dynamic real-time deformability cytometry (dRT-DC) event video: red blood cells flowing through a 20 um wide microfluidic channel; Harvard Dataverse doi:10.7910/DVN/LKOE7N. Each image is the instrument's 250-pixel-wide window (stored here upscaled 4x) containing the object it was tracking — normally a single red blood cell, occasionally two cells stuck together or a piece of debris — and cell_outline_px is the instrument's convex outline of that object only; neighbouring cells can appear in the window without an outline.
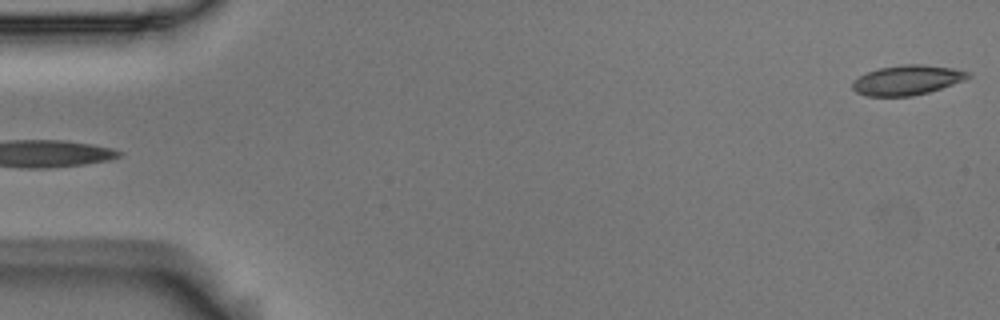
{"species": "Egyptian fruit bat (a non-hibernating species)", "species_latin": "Rousettus aegyptiacus", "temperature_condition": "room temperature", "stored_images_in_passage": 4, "segment_of_instrument_passage": [2, 2], "camera_frame_rate_fps": 3000, "um_per_image_px": 0.085, "animal": {"sex": "male"}, "frame": {"image": 1, "passage_image": 4, "time_ms": 1.0, "image_size_px": [1000, 320], "cell_outline_px": [[972, 76], [964, 80], [928, 92], [912, 96], [868, 96], [856, 92], [852, 88], [852, 80], [868, 72], [880, 68], [900, 64], [920, 64], [952, 68], [972, 72]], "centroid_in_image_um": [77.11, 6.8], "position_along_channel_um": 7.9, "area_um2": 20.0}}